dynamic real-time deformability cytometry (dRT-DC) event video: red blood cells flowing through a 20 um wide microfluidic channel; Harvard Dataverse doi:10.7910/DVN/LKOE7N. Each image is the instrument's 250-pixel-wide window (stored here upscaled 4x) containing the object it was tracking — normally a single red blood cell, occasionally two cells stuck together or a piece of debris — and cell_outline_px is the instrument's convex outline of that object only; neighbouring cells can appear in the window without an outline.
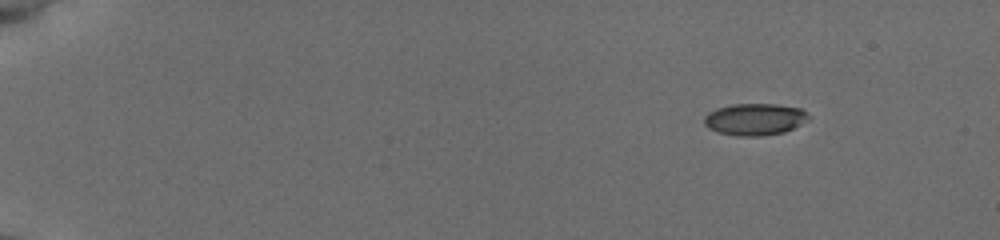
{"species": "common noctule bat (a hibernating species)", "species_latin": "Nyctalus noctula", "temperature_condition": "cold", "stored_images_in_passage": 48, "camera_frame_rate_fps": 3000, "um_per_image_px": 0.085, "animal": {"sex": "female", "body_mass_g": 19.5, "forearm_length_mm": 54.1}, "frame": {"image": 1, "passage_image": 1, "time_ms": 0.0, "image_size_px": [1000, 240], "cell_outline_px": [[808, 116], [792, 128], [784, 132], [760, 136], [740, 136], [720, 132], [708, 128], [704, 124], [704, 116], [708, 112], [716, 108], [732, 104], [776, 104], [800, 108]], "centroid_in_image_um": [64.07, 10.13], "position_along_channel_um": 20.9, "area_um2": 18.96}}
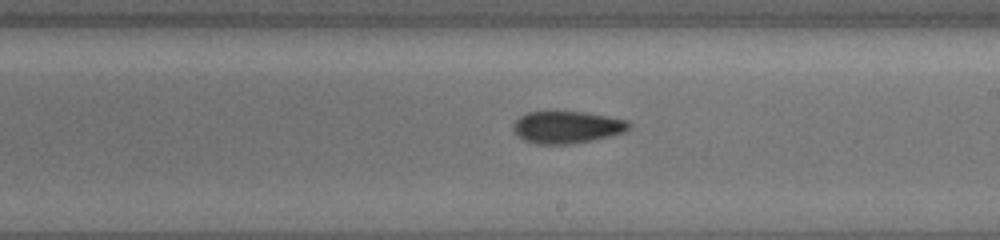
{"frame": {"image": 2, "passage_image": 28, "time_ms": 9.0, "image_size_px": [1000, 240], "cell_outline_px": [[632, 124], [624, 132], [608, 136], [572, 144], [536, 144], [524, 140], [512, 128], [512, 124], [520, 116], [528, 112], [584, 112], [608, 116], [628, 120]], "centroid_in_image_um": [48.19, 10.81], "position_along_channel_um": 240.8, "area_um2": 21.5}}
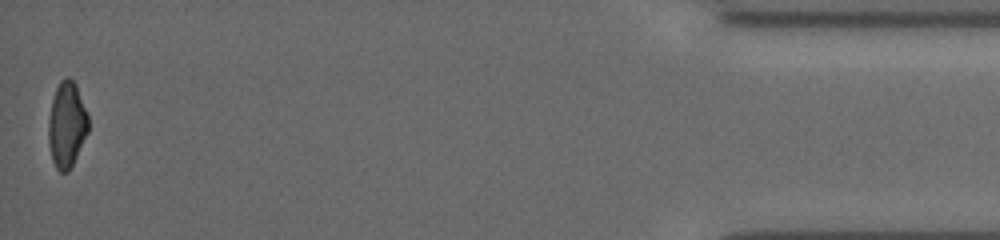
{"frame": {"image": 3, "passage_image": 48, "time_ms": 15.667, "image_size_px": [1000, 240], "cell_outline_px": [[88, 132], [68, 172], [60, 172], [56, 168], [52, 160], [48, 140], [48, 124], [52, 100], [56, 88], [60, 80], [68, 76], [76, 84], [88, 116]], "centroid_in_image_um": [5.66, 10.59], "position_along_channel_um": 429.5, "area_um2": 19.71}, "authors_computed_cell_mechanics": {"area_um2": 20.808, "velocity_mm_per_s": 3.9389, "shape_relaxation_time_tau1_ms": 6.0004, "shape_relaxation_time_tau2_ms": 2.8014, "deformation_change_tau1": 0.1599, "deformation_change_tau2": 0.0655}}